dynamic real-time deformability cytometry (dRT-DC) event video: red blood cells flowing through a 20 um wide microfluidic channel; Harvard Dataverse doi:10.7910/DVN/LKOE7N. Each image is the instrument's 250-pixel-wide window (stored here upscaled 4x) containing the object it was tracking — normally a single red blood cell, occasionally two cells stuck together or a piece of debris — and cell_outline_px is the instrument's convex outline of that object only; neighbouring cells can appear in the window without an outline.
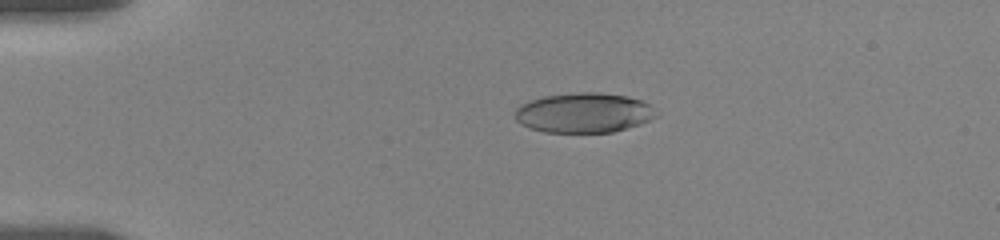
{"species": "human", "species_latin": "Homo sapiens", "temperature_condition": "room temperature", "stored_images_in_passage": 15, "camera_frame_rate_fps": 3000, "um_per_image_px": 0.085, "donor": {"sex": "female"}, "frame": {"image": 1, "passage_image": 7, "time_ms": 4.0, "image_size_px": [1000, 240], "cell_outline_px": [[660, 112], [656, 116], [640, 124], [612, 132], [544, 132], [528, 128], [520, 124], [516, 120], [516, 108], [520, 104], [528, 100], [544, 96], [580, 92], [600, 92], [628, 96], [644, 100]], "centroid_in_image_um": [49.64, 9.58], "position_along_channel_um": 35.4, "area_um2": 33.12}}
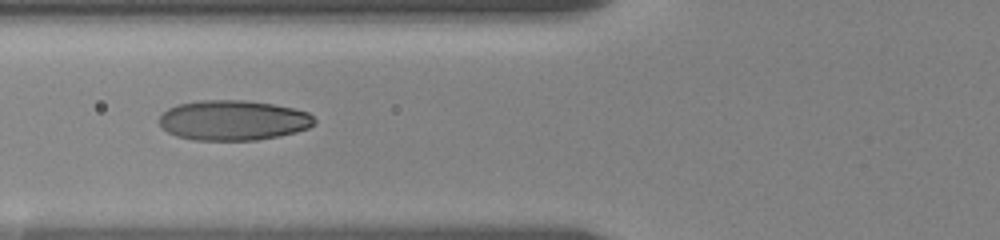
{"frame": {"image": 2, "passage_image": 12, "time_ms": 7.333, "image_size_px": [1000, 240], "cell_outline_px": [[316, 124], [308, 128], [296, 132], [280, 136], [256, 140], [196, 140], [176, 136], [168, 132], [160, 124], [160, 116], [168, 108], [176, 104], [200, 100], [244, 100], [272, 104], [292, 108], [308, 112], [316, 120]], "centroid_in_image_um": [19.83, 10.22], "position_along_channel_um": 106.0, "area_um2": 36.3}}
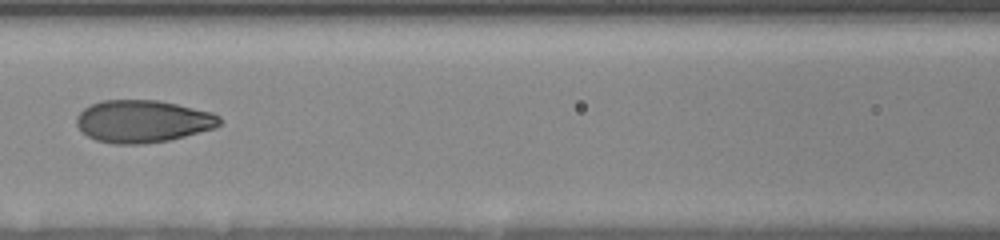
{"frame": {"image": 3, "passage_image": 14, "time_ms": 8.667, "image_size_px": [1000, 240], "cell_outline_px": [[220, 124], [216, 128], [168, 140], [140, 144], [116, 144], [96, 140], [88, 136], [76, 124], [76, 116], [84, 108], [100, 100], [156, 100], [176, 104], [212, 112], [220, 116]], "centroid_in_image_um": [12.13, 10.3], "position_along_channel_um": 154.5, "area_um2": 35.2}}